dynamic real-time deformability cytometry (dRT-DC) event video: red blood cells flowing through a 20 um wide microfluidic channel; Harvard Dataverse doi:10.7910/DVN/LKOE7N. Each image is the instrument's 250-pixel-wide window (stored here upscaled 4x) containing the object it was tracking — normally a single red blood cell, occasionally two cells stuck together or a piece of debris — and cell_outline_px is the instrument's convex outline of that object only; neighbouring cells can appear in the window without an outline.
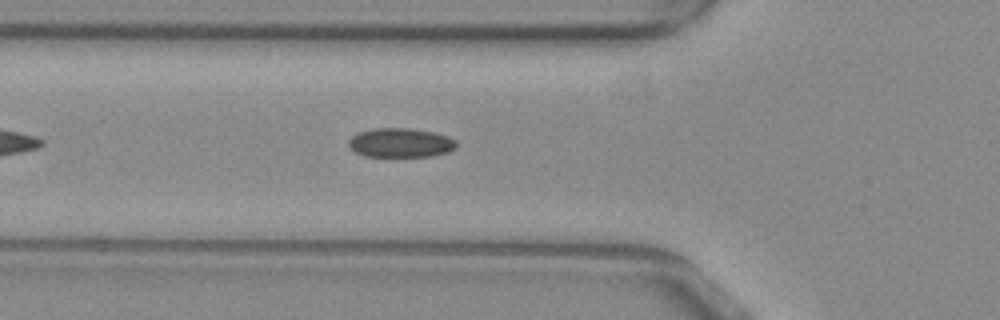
{"species": "common noctule bat (a hibernating species)", "species_latin": "Nyctalus noctula", "temperature_condition": "warm", "stored_images_in_passage": 33, "camera_frame_rate_fps": 3000, "um_per_image_px": 0.085, "animal": {"sex": "female", "body_mass_g": 29.2, "forearm_length_mm": 56.3}, "frame": {"image": 1, "passage_image": 4, "time_ms": 1.0, "image_size_px": [1000, 320], "cell_outline_px": [[456, 148], [448, 152], [432, 156], [364, 156], [356, 152], [348, 144], [348, 140], [352, 136], [360, 132], [372, 128], [408, 128], [432, 132], [448, 136], [456, 140]], "centroid_in_image_um": [34.06, 12.13], "position_along_channel_um": 91.7, "area_um2": 18.26}}
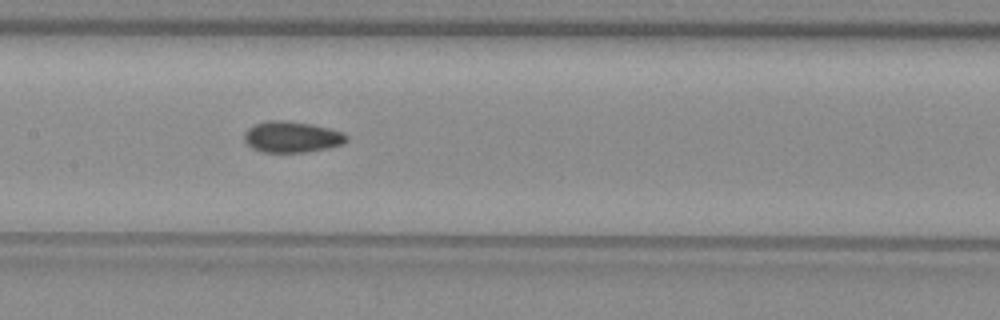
{"frame": {"image": 2, "passage_image": 11, "time_ms": 3.333, "image_size_px": [1000, 320], "cell_outline_px": [[348, 140], [344, 144], [328, 148], [308, 152], [260, 152], [252, 148], [244, 140], [244, 132], [248, 128], [256, 124], [268, 120], [284, 120], [312, 124], [344, 132], [348, 136]], "centroid_in_image_um": [24.82, 11.64], "position_along_channel_um": 182.6, "area_um2": 18.73}}
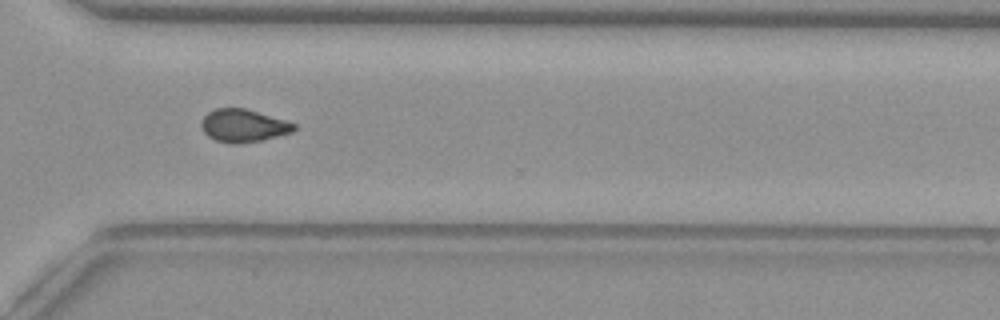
{"frame": {"image": 3, "passage_image": 24, "time_ms": 7.667, "image_size_px": [1000, 320], "cell_outline_px": [[296, 128], [292, 132], [260, 140], [236, 144], [232, 144], [216, 140], [208, 136], [204, 132], [200, 124], [204, 116], [208, 112], [216, 108], [244, 108], [288, 120], [296, 124]], "centroid_in_image_um": [20.69, 10.67], "position_along_channel_um": 349.9, "area_um2": 17.69}, "authors_computed_cell_mechanics": {"area_um2": 18.1492, "velocity_mm_per_s": 3.8626, "shape_relaxation_time_tau1_ms": null, "shape_relaxation_time_tau2_ms": 2.3108, "deformation_change_tau1": null, "deformation_change_tau2": 0.0683}}